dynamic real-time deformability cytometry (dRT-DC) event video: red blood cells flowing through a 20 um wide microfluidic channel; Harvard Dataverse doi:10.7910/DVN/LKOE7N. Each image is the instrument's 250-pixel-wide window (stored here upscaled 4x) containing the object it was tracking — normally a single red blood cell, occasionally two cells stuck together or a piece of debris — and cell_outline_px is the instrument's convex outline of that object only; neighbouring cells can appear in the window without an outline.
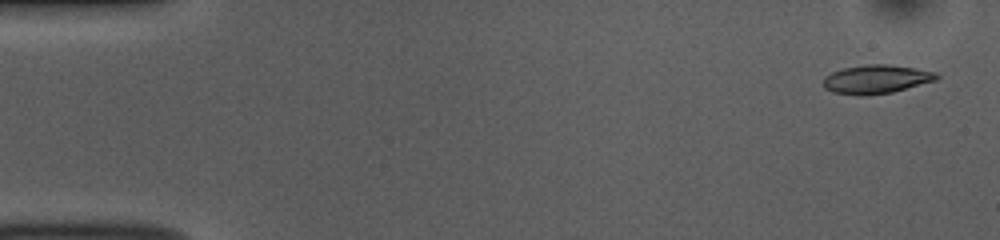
{"species": "common noctule bat (a hibernating species)", "species_latin": "Nyctalus noctula", "temperature_condition": "room temperature", "stored_images_in_passage": 53, "camera_frame_rate_fps": 3000, "um_per_image_px": 0.085, "animal": {"sex": "female", "body_mass_g": 10.0, "forearm_length_mm": 53.1}, "frame": {"image": 1, "passage_image": 2, "time_ms": 0.333, "image_size_px": [1000, 240], "cell_outline_px": [[940, 76], [936, 80], [892, 92], [864, 96], [860, 96], [832, 92], [824, 88], [824, 76], [832, 72], [844, 68], [868, 64], [888, 64], [916, 68], [936, 72]], "centroid_in_image_um": [74.48, 6.73], "position_along_channel_um": 10.5, "area_um2": 18.96}}
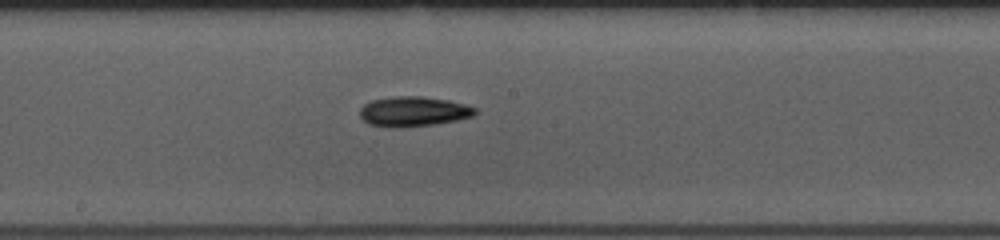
{"frame": {"image": 2, "passage_image": 28, "time_ms": 9.0, "image_size_px": [1000, 240], "cell_outline_px": [[476, 112], [472, 116], [456, 120], [432, 124], [392, 128], [388, 128], [368, 124], [360, 116], [360, 108], [364, 104], [372, 100], [392, 96], [420, 96], [448, 100], [464, 104], [476, 108]], "centroid_in_image_um": [35.09, 9.47], "position_along_channel_um": 213.1, "area_um2": 20.0}}
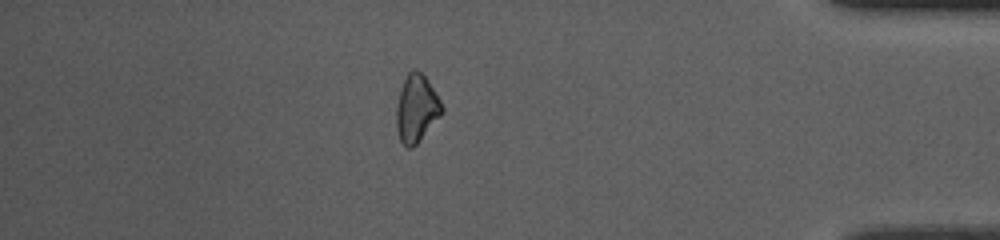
{"frame": {"image": 3, "passage_image": 46, "time_ms": 15.0, "image_size_px": [1000, 240], "cell_outline_px": [[444, 112], [416, 144], [412, 148], [408, 148], [400, 140], [396, 128], [396, 108], [400, 92], [404, 80], [408, 72], [412, 68], [416, 68], [428, 80], [440, 100], [444, 108]], "centroid_in_image_um": [35.4, 9.21], "position_along_channel_um": 399.8, "area_um2": 17.8}, "authors_computed_cell_mechanics": {"area_um2": 18.785, "velocity_mm_per_s": 3.7318, "shape_relaxation_time_tau1_ms": 5.216, "shape_relaxation_time_tau2_ms": null, "deformation_change_tau1": 0.1234, "deformation_change_tau2": null}}